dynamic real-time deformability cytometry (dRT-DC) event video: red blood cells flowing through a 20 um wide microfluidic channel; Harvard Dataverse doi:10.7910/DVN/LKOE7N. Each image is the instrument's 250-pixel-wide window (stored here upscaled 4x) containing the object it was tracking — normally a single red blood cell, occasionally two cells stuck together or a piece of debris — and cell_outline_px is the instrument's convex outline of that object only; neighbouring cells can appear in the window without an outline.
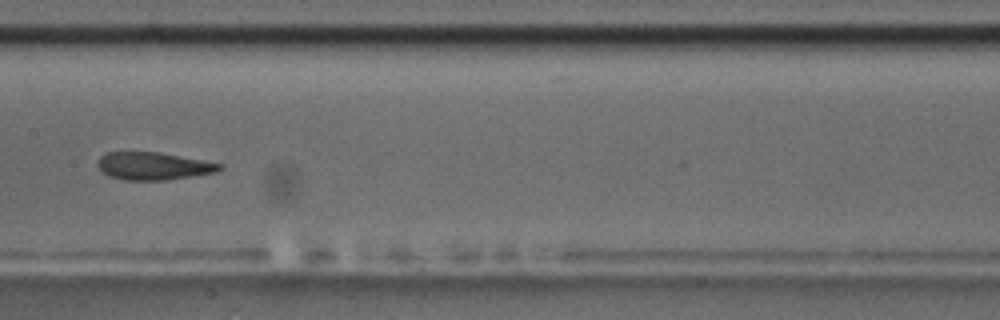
{"species": "common noctule bat (a hibernating species)", "species_latin": "Nyctalus noctula", "temperature_condition": "room temperature", "stored_images_in_passage": 9, "camera_frame_rate_fps": 3000, "um_per_image_px": 0.085, "animal": {"sex": "male", "body_mass_g": 17.5, "forearm_length_mm": 52.3}, "frame": {"image": 1, "passage_image": 7, "time_ms": 2.0, "image_size_px": [1000, 320], "cell_outline_px": [[224, 168], [216, 172], [164, 180], [124, 180], [108, 176], [96, 164], [100, 156], [104, 152], [160, 152], [224, 164]], "centroid_in_image_um": [13.03, 14.1], "position_along_channel_um": 194.4, "area_um2": 19.65}}